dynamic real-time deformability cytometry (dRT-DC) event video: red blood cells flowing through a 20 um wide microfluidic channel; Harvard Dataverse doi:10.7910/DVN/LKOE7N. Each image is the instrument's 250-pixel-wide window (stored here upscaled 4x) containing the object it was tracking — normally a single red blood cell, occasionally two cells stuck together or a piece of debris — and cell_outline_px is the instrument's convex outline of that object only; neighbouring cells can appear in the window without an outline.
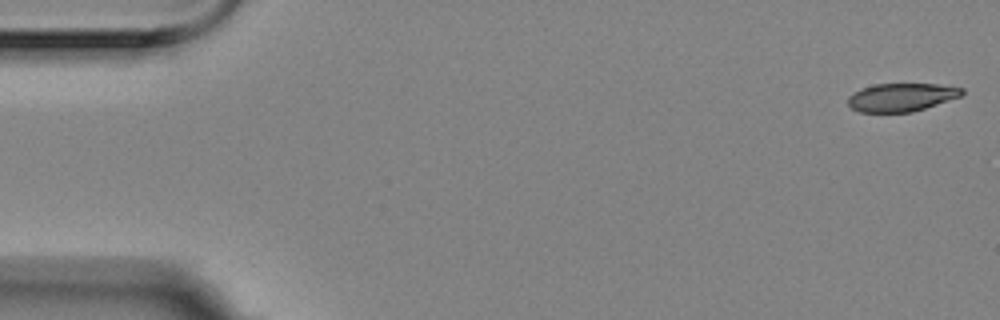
{"species": "Egyptian fruit bat (a non-hibernating species)", "species_latin": "Rousettus aegyptiacus", "temperature_condition": "room temperature", "stored_images_in_passage": 4, "camera_frame_rate_fps": 3000, "um_per_image_px": 0.085, "animal": {"sex": "female"}, "frame": {"image": 1, "passage_image": 1, "time_ms": 0.0, "image_size_px": [1000, 320], "cell_outline_px": [[964, 92], [960, 96], [912, 112], [860, 112], [852, 108], [848, 104], [848, 96], [864, 88], [876, 84], [936, 84], [964, 88]], "centroid_in_image_um": [76.62, 8.27], "position_along_channel_um": 8.4, "area_um2": 18.38}}